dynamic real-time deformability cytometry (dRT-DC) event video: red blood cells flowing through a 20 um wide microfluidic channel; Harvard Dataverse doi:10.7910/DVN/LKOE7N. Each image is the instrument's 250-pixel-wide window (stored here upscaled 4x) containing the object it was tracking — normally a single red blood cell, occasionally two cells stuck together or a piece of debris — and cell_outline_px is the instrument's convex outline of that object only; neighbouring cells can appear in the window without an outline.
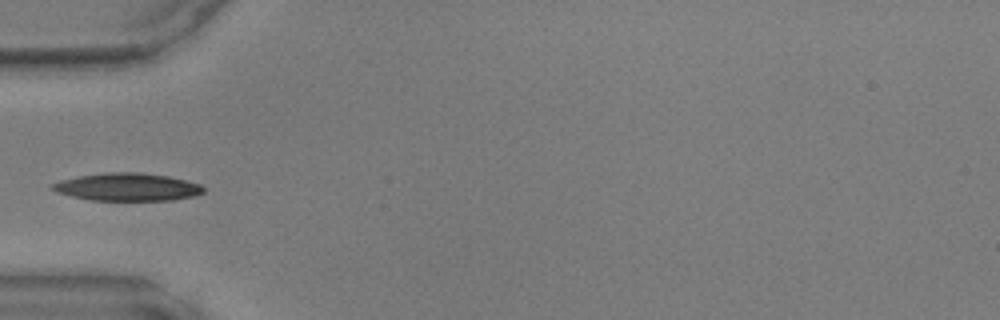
{"species": "common noctule bat (a hibernating species)", "species_latin": "Nyctalus noctula", "temperature_condition": "warm", "stored_images_in_passage": 30, "camera_frame_rate_fps": 3000, "um_per_image_px": 0.085, "animal": {"sex": "male", "body_mass_g": 17.9, "forearm_length_mm": 54.2}, "frame": {"image": 1, "passage_image": 1, "time_ms": 0.0, "image_size_px": [1000, 320], "cell_outline_px": [[204, 192], [192, 196], [172, 200], [92, 200], [72, 196], [56, 192], [48, 188], [52, 184], [60, 180], [76, 176], [104, 172], [136, 172], [168, 176], [200, 184], [204, 188]], "centroid_in_image_um": [10.77, 15.88], "position_along_channel_um": 74.2, "area_um2": 24.39}}
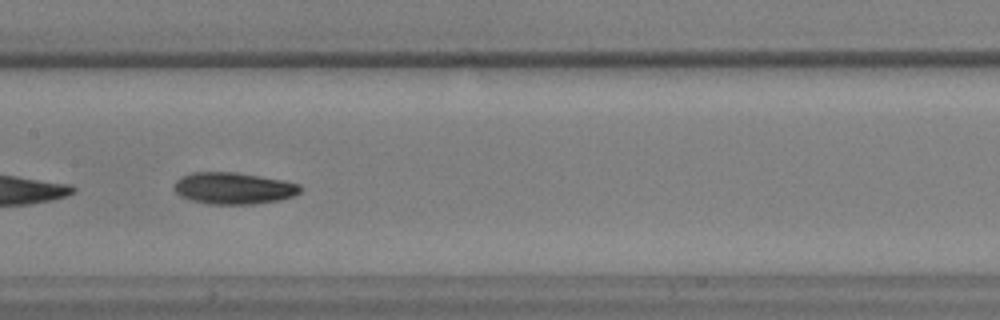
{"frame": {"image": 2, "passage_image": 9, "time_ms": 2.667, "image_size_px": [1000, 320], "cell_outline_px": [[300, 192], [292, 196], [280, 200], [252, 204], [208, 204], [192, 200], [180, 196], [172, 188], [176, 180], [180, 176], [192, 172], [236, 172], [284, 180], [300, 184]], "centroid_in_image_um": [19.82, 15.99], "position_along_channel_um": 187.6, "area_um2": 23.41}}